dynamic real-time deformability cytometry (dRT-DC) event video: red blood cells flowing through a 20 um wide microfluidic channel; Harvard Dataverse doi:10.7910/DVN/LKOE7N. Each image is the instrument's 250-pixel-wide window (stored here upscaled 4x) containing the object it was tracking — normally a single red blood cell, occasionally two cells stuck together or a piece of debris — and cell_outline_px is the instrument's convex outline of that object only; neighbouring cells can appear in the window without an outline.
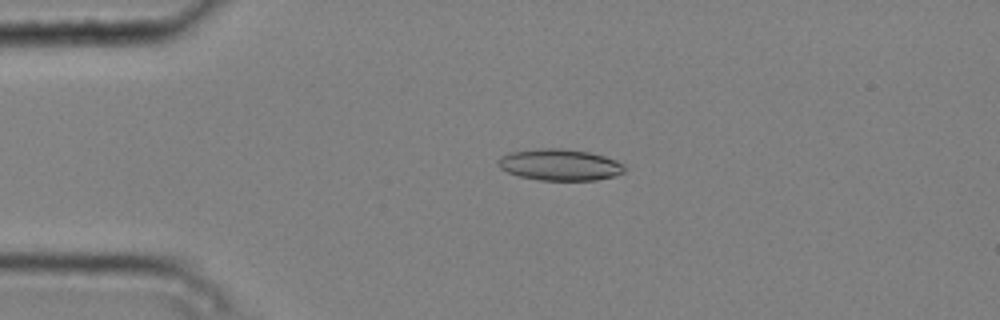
{"species": "common noctule bat (a hibernating species)", "species_latin": "Nyctalus noctula", "temperature_condition": "cold", "stored_images_in_passage": 5, "camera_frame_rate_fps": 3000, "um_per_image_px": 0.085, "animal": {"sex": "male", "body_mass_g": 20.4}, "frame": {"image": 1, "passage_image": 4, "time_ms": 1.0, "image_size_px": [1000, 320], "cell_outline_px": [[628, 168], [624, 172], [616, 176], [596, 180], [540, 180], [520, 176], [508, 172], [500, 168], [496, 164], [500, 156], [508, 152], [540, 148], [564, 148], [588, 152], [604, 156], [616, 160], [624, 164]], "centroid_in_image_um": [47.6, 14.0], "position_along_channel_um": 37.4, "area_um2": 23.41}}